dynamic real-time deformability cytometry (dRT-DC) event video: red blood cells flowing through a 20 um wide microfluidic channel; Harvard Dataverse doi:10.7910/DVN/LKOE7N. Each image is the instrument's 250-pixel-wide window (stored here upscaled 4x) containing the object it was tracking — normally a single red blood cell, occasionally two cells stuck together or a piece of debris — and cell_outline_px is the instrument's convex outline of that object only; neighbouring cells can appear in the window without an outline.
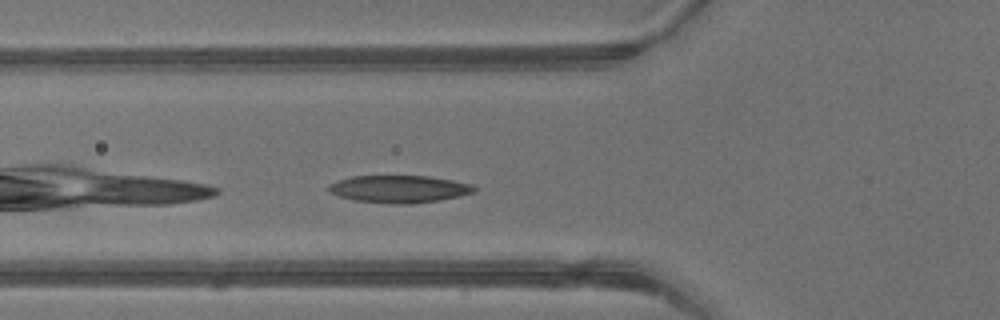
{"species": "common noctule bat (a hibernating species)", "species_latin": "Nyctalus noctula", "temperature_condition": "warm", "stored_images_in_passage": 5, "camera_frame_rate_fps": 3000, "um_per_image_px": 0.085, "animal": {"sex": "male", "body_mass_g": 13.3}, "frame": {"image": 1, "passage_image": 5, "time_ms": 1.333, "image_size_px": [1000, 320], "cell_outline_px": [[476, 192], [460, 196], [440, 200], [408, 204], [388, 204], [356, 200], [340, 196], [328, 192], [328, 184], [336, 180], [352, 176], [428, 176], [452, 180], [472, 184], [476, 188]], "centroid_in_image_um": [33.92, 16.06], "position_along_channel_um": 91.9, "area_um2": 23.35}}